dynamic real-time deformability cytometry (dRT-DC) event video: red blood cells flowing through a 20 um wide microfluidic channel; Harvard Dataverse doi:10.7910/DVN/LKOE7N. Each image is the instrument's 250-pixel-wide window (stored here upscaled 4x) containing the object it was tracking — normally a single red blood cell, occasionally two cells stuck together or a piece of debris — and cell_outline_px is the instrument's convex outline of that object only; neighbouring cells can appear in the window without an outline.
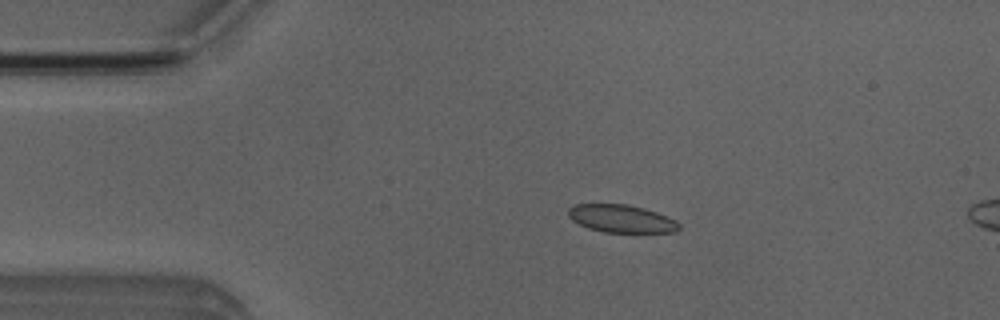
{"species": "Egyptian fruit bat (a non-hibernating species)", "species_latin": "Rousettus aegyptiacus", "temperature_condition": "room temperature", "stored_images_in_passage": 5, "camera_frame_rate_fps": 3000, "um_per_image_px": 0.085, "animal": {"sex": "male"}, "frame": {"image": 1, "passage_image": 3, "time_ms": 0.667, "image_size_px": [1000, 320], "cell_outline_px": [[680, 228], [676, 232], [604, 232], [588, 228], [572, 220], [568, 216], [568, 208], [576, 204], [628, 204], [644, 208], [656, 212], [676, 220], [680, 224]], "centroid_in_image_um": [52.82, 18.58], "position_along_channel_um": 32.2, "area_um2": 17.92}}